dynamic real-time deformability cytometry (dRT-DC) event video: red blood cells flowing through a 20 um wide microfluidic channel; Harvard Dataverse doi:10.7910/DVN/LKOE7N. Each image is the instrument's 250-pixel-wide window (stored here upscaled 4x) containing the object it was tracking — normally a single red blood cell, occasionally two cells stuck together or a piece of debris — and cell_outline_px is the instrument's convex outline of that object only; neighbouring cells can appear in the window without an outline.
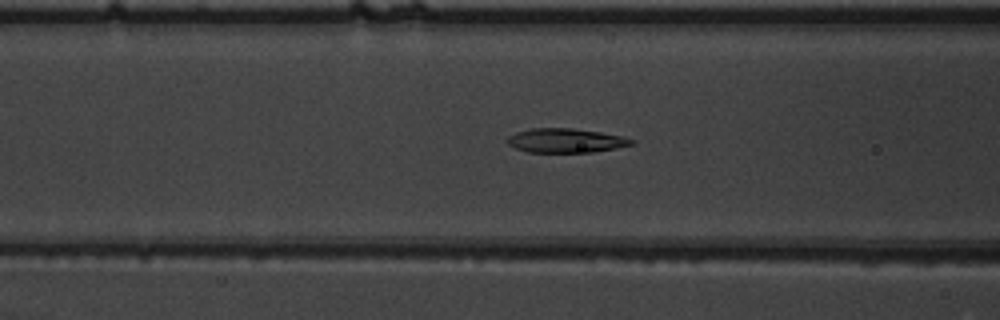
{"species": "common noctule bat (a hibernating species)", "species_latin": "Nyctalus noctula", "temperature_condition": "warm", "stored_images_in_passage": 54, "camera_frame_rate_fps": 3000, "um_per_image_px": 0.085, "animal": {"sex": "male", "body_mass_g": 19.5, "forearm_length_mm": 54.6}, "frame": {"image": 1, "passage_image": 22, "time_ms": 7.0, "image_size_px": [1000, 320], "cell_outline_px": [[636, 144], [616, 148], [592, 152], [528, 152], [516, 148], [508, 144], [504, 140], [508, 136], [516, 132], [532, 128], [572, 128], [600, 132], [620, 136], [636, 140]], "centroid_in_image_um": [48.08, 11.94], "position_along_channel_um": 118.5, "area_um2": 17.57}}
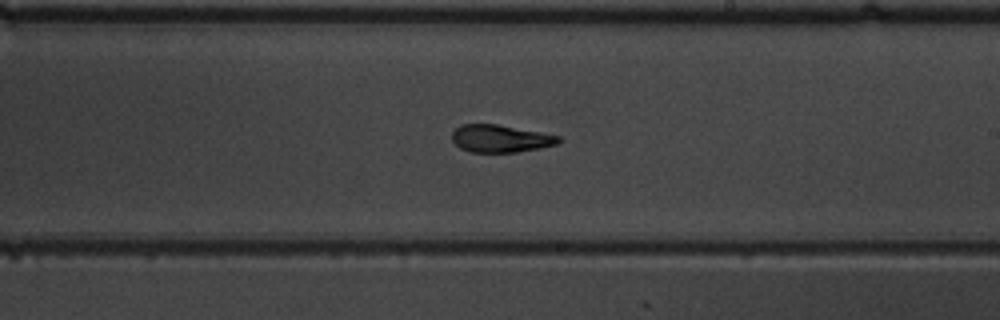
{"frame": {"image": 2, "passage_image": 32, "time_ms": 10.333, "image_size_px": [1000, 320], "cell_outline_px": [[560, 144], [540, 148], [516, 152], [472, 152], [460, 148], [452, 140], [452, 132], [460, 124], [496, 124], [540, 132], [560, 136]], "centroid_in_image_um": [42.54, 11.78], "position_along_channel_um": 246.5, "area_um2": 17.05}}
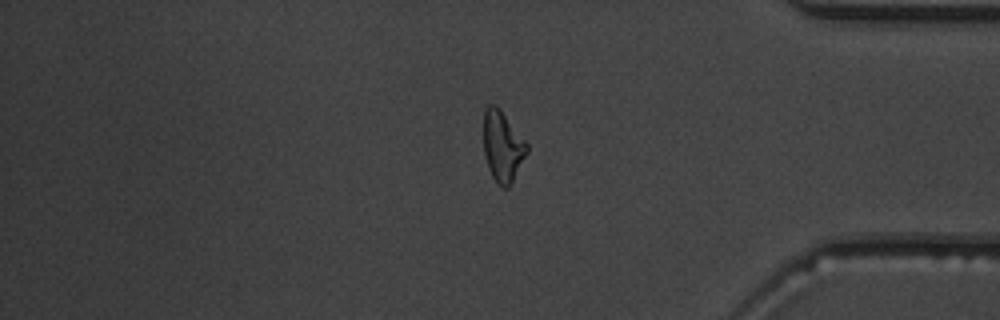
{"frame": {"image": 3, "passage_image": 45, "time_ms": 14.667, "image_size_px": [1000, 320], "cell_outline_px": [[528, 152], [508, 188], [504, 188], [496, 184], [488, 168], [484, 152], [484, 112], [488, 104], [496, 104], [500, 108], [528, 144]], "centroid_in_image_um": [42.71, 12.43], "position_along_channel_um": 392.5, "area_um2": 17.86}, "authors_computed_cell_mechanics": {"area_um2": 18.1492, "velocity_mm_per_s": 3.8497, "shape_relaxation_time_tau1_ms": 5.3265, "shape_relaxation_time_tau2_ms": 2.1583, "deformation_change_tau1": 0.2308, "deformation_change_tau2": 0.1157}}